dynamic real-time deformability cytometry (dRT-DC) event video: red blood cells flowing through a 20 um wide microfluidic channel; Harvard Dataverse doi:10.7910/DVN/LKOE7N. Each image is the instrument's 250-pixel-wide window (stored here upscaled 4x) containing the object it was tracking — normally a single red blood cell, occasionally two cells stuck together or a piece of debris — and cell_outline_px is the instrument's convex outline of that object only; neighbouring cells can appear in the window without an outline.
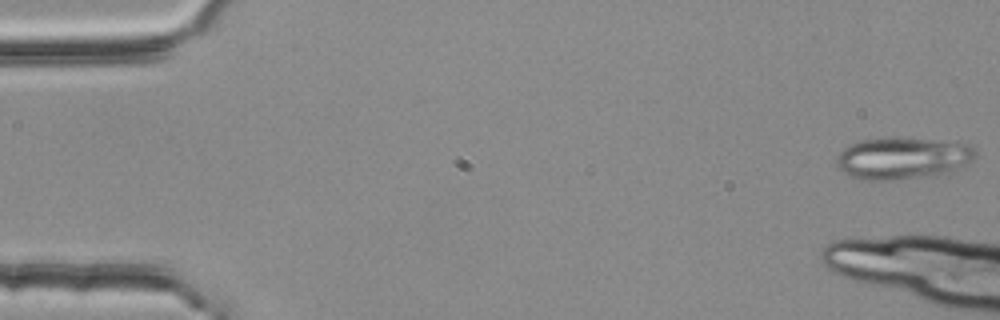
{"species": "common noctule bat (a hibernating species)", "species_latin": "Nyctalus noctula", "temperature_condition": "room temperature", "stored_images_in_passage": 8, "camera_frame_rate_fps": 3000, "um_per_image_px": 0.085, "animal": {"sex": "female", "body_mass_g": 25.1}, "frame": {"image": 1, "passage_image": 1, "time_ms": 0.0, "image_size_px": [1000, 320], "cell_outline_px": [[976, 160], [968, 164], [936, 176], [900, 180], [864, 180], [848, 176], [836, 164], [836, 156], [848, 144], [860, 140], [956, 140], [972, 144], [976, 152]], "centroid_in_image_um": [76.79, 13.48], "position_along_channel_um": 8.2, "area_um2": 33.99}}